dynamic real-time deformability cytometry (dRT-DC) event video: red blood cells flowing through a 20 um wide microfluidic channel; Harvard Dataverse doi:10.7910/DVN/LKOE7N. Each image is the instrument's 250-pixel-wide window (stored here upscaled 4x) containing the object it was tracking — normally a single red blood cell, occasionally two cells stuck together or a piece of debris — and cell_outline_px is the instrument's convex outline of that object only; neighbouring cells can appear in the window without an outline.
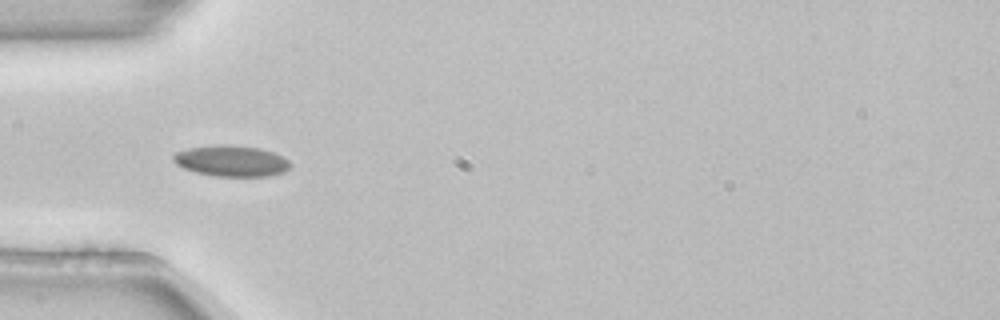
{"species": "common noctule bat (a hibernating species)", "species_latin": "Nyctalus noctula", "temperature_condition": "room temperature", "stored_images_in_passage": 5, "camera_frame_rate_fps": 3000, "um_per_image_px": 0.085, "animal": {"sex": "female", "body_mass_g": 22.7, "forearm_length_mm": 54.2}, "frame": {"image": 1, "passage_image": 4, "time_ms": 1.0, "image_size_px": [1000, 320], "cell_outline_px": [[292, 164], [284, 172], [268, 176], [216, 176], [196, 172], [184, 168], [176, 164], [172, 160], [172, 156], [176, 152], [188, 148], [216, 144], [220, 144], [260, 148], [272, 152], [288, 160]], "centroid_in_image_um": [19.64, 13.67], "position_along_channel_um": 65.4, "area_um2": 21.04}}